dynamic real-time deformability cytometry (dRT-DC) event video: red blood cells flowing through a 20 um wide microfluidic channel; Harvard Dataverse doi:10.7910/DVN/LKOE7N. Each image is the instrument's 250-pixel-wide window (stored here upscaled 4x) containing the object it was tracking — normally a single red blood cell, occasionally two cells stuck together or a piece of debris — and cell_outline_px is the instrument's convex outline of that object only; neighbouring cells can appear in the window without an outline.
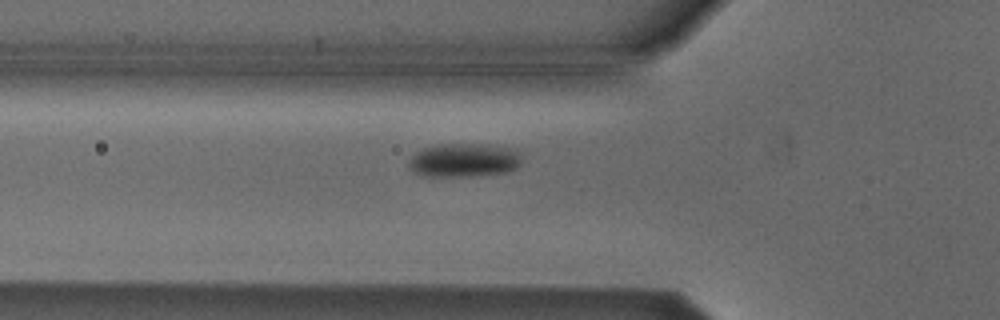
{"species": "Egyptian fruit bat (a non-hibernating species)", "species_latin": "Rousettus aegyptiacus", "temperature_condition": "cold", "stored_images_in_passage": 39, "camera_frame_rate_fps": 3000, "um_per_image_px": 0.085, "animal": {"sex": "male"}, "frame": {"image": 1, "passage_image": 9, "time_ms": 2.667, "image_size_px": [1000, 320], "cell_outline_px": [[520, 164], [516, 168], [504, 172], [468, 176], [424, 176], [412, 172], [408, 168], [408, 160], [416, 152], [424, 148], [440, 144], [488, 144], [508, 148], [520, 152]], "centroid_in_image_um": [39.39, 13.61], "position_along_channel_um": 86.4, "area_um2": 22.14}}
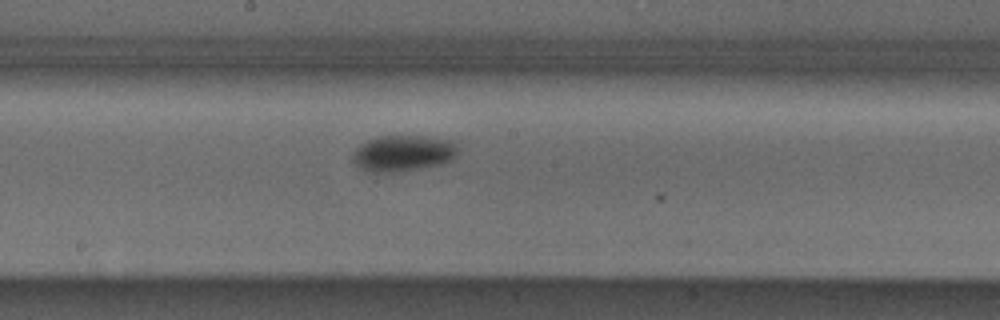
{"frame": {"image": 2, "passage_image": 19, "time_ms": 6.0, "image_size_px": [1000, 320], "cell_outline_px": [[460, 148], [456, 156], [452, 160], [440, 164], [420, 168], [396, 172], [372, 172], [360, 168], [352, 160], [352, 152], [360, 144], [368, 140], [380, 136], [428, 136], [456, 140]], "centroid_in_image_um": [34.32, 13.01], "position_along_channel_um": 213.9, "area_um2": 22.54}}
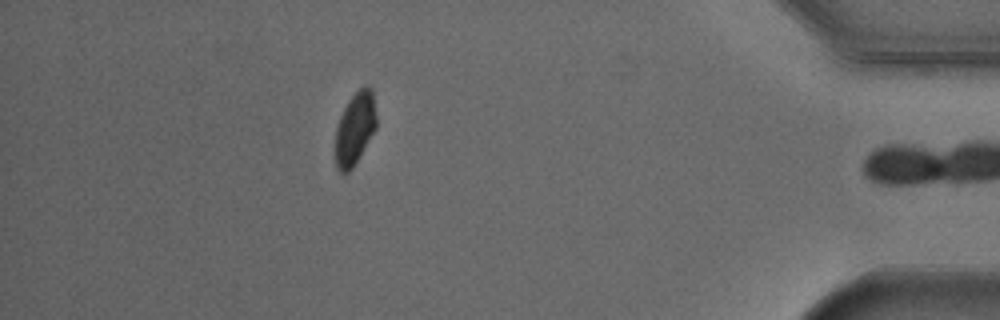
{"frame": {"image": 3, "passage_image": 38, "time_ms": 12.333, "image_size_px": [1000, 320], "cell_outline_px": [[376, 128], [352, 168], [348, 172], [340, 172], [336, 168], [336, 128], [340, 116], [348, 100], [364, 84], [368, 84], [372, 88], [376, 116]], "centroid_in_image_um": [30.18, 10.88], "position_along_channel_um": 405.0, "area_um2": 17.17}, "authors_computed_cell_mechanics": {"area_um2": 22.542, "velocity_mm_per_s": 3.8195, "shape_relaxation_time_tau1_ms": 4.1055, "shape_relaxation_time_tau2_ms": null, "deformation_change_tau1": 0.0918, "deformation_change_tau2": null}}